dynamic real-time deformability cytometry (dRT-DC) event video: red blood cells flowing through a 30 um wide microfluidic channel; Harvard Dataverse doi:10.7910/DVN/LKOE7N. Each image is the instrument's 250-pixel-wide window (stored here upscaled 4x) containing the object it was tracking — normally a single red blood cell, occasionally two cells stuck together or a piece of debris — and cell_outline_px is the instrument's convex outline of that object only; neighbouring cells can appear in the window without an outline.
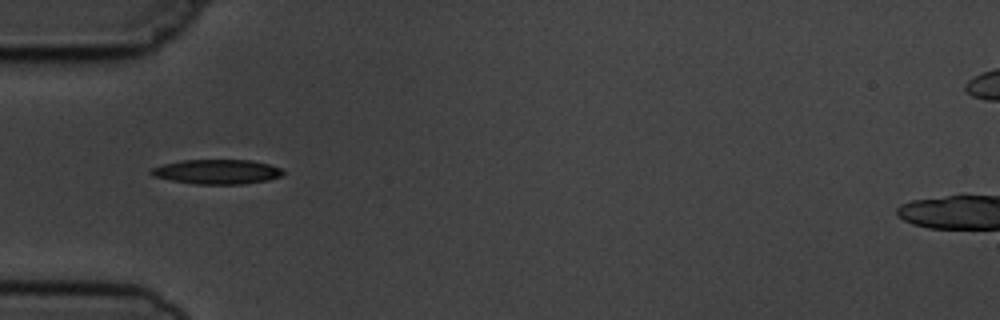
{"species": "common noctule bat (a hibernating species)", "species_latin": "Nyctalus noctula", "temperature_condition": "cold", "stored_images_in_passage": 3, "camera_frame_rate_fps": 3000, "um_per_image_px": 0.085, "animal": {"sex": "male", "body_mass_g": 19.5, "forearm_length_mm": 54.6}, "frame": {"image": 1, "passage_image": 1, "time_ms": 0.0, "image_size_px": [1000, 320], "cell_outline_px": [[284, 172], [280, 176], [268, 180], [240, 184], [196, 184], [172, 180], [152, 176], [148, 172], [152, 168], [164, 164], [184, 160], [252, 160], [284, 168]], "centroid_in_image_um": [18.46, 14.59], "position_along_channel_um": 66.5, "area_um2": 18.84}}
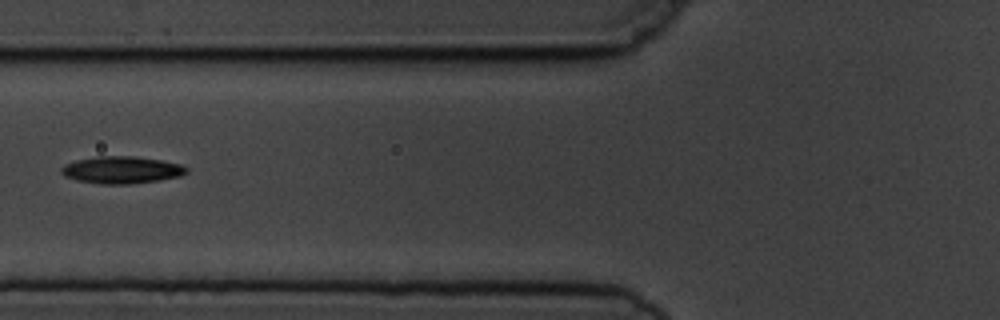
{"frame": {"image": 2, "passage_image": 2, "time_ms": 1.333, "image_size_px": [1000, 320], "cell_outline_px": [[188, 172], [180, 176], [160, 180], [128, 184], [100, 184], [76, 180], [64, 176], [60, 172], [60, 168], [64, 164], [76, 160], [96, 156], [136, 156], [160, 160], [180, 164], [188, 168]], "centroid_in_image_um": [10.31, 14.44], "position_along_channel_um": 115.5, "area_um2": 19.94}}
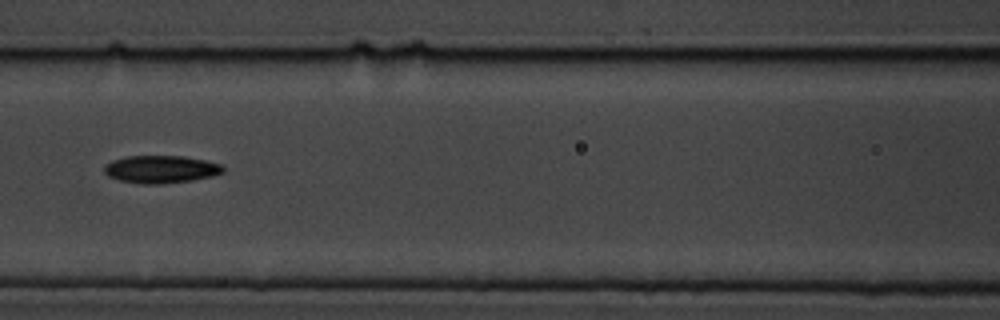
{"frame": {"image": 3, "passage_image": 3, "time_ms": 2.333, "image_size_px": [1000, 320], "cell_outline_px": [[224, 172], [212, 176], [192, 180], [160, 184], [140, 184], [120, 180], [108, 176], [104, 172], [104, 164], [112, 160], [128, 156], [184, 156], [204, 160], [220, 164], [224, 168]], "centroid_in_image_um": [13.65, 14.39], "position_along_channel_um": 152.9, "area_um2": 19.13}}